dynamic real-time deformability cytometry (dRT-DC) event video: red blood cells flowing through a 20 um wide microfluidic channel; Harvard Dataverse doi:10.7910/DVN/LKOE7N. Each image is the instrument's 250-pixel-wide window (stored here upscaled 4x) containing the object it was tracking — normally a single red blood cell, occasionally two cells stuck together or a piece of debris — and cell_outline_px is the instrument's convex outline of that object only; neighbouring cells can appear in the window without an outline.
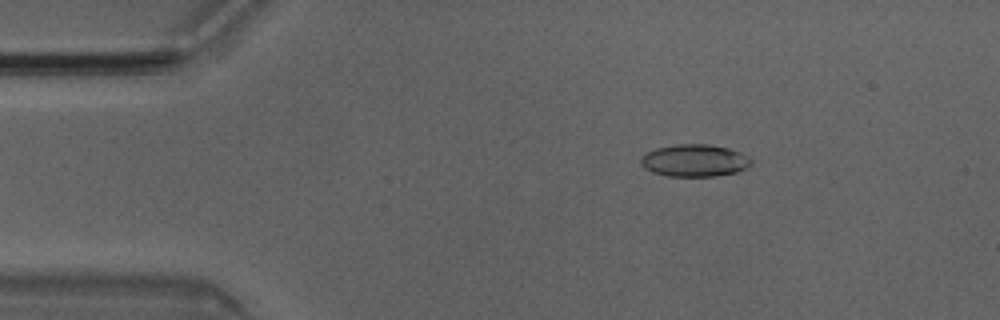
{"species": "Egyptian fruit bat (a non-hibernating species)", "species_latin": "Rousettus aegyptiacus", "temperature_condition": "room temperature", "stored_images_in_passage": 7, "camera_frame_rate_fps": 3000, "um_per_image_px": 0.085, "animal": {"sex": "male"}, "frame": {"image": 1, "passage_image": 2, "time_ms": 0.333, "image_size_px": [1000, 320], "cell_outline_px": [[752, 164], [736, 172], [716, 176], [668, 176], [652, 172], [644, 168], [640, 164], [640, 156], [656, 148], [676, 144], [708, 144], [728, 148], [740, 152], [748, 156], [752, 160]], "centroid_in_image_um": [59.01, 13.64], "position_along_channel_um": 26.0, "area_um2": 20.81}}
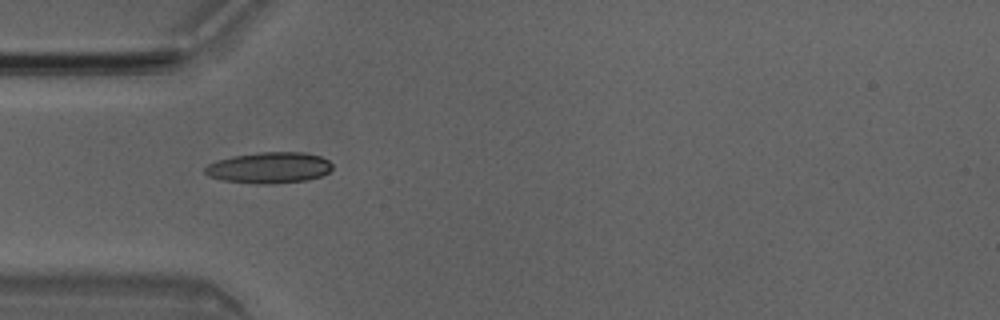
{"frame": {"image": 2, "passage_image": 4, "time_ms": 1.0, "image_size_px": [1000, 320], "cell_outline_px": [[332, 168], [328, 172], [320, 176], [308, 180], [272, 184], [256, 184], [224, 180], [208, 176], [204, 172], [204, 168], [208, 164], [216, 160], [232, 156], [260, 152], [304, 152], [320, 156], [328, 160], [332, 164]], "centroid_in_image_um": [22.87, 14.25], "position_along_channel_um": 62.1, "area_um2": 23.18}}
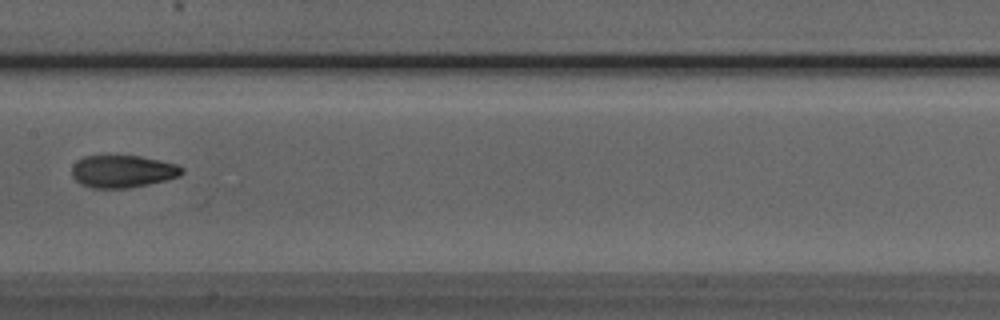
{"frame": {"image": 3, "passage_image": 7, "time_ms": 2.0, "image_size_px": [1000, 320], "cell_outline_px": [[184, 172], [180, 176], [148, 184], [128, 188], [92, 188], [80, 184], [72, 176], [72, 168], [84, 156], [140, 156], [176, 164], [184, 168]], "centroid_in_image_um": [10.44, 14.57], "position_along_channel_um": 197.0, "area_um2": 20.58}}